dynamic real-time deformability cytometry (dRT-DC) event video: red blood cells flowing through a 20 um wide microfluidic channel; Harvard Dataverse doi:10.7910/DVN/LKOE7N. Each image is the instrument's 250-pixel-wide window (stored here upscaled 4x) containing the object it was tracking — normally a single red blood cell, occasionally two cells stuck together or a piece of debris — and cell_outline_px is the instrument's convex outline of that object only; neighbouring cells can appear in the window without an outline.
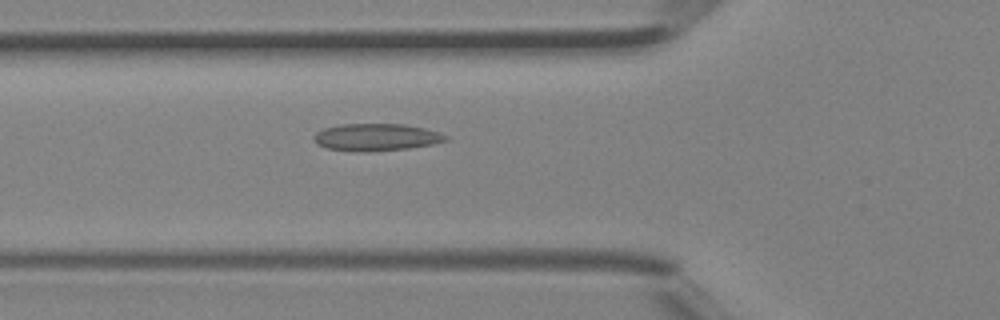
{"species": "Egyptian fruit bat (a non-hibernating species)", "species_latin": "Rousettus aegyptiacus", "temperature_condition": "room temperature", "stored_images_in_passage": 25, "camera_frame_rate_fps": 3000, "um_per_image_px": 0.085, "animal": {"sex": "female"}, "frame": {"image": 1, "passage_image": 2, "time_ms": 0.333, "image_size_px": [1000, 320], "cell_outline_px": [[448, 140], [432, 144], [408, 148], [368, 152], [328, 148], [316, 144], [312, 136], [316, 132], [324, 128], [340, 124], [404, 124], [424, 128], [448, 136]], "centroid_in_image_um": [31.95, 11.66], "position_along_channel_um": 93.8, "area_um2": 20.75}}
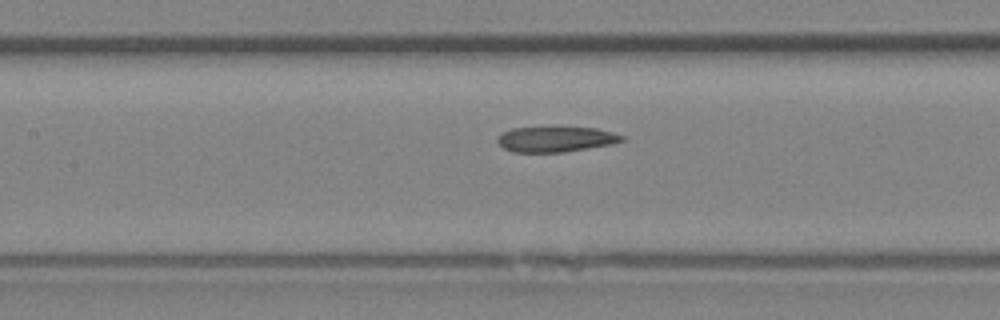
{"frame": {"image": 2, "passage_image": 6, "time_ms": 1.667, "image_size_px": [1000, 320], "cell_outline_px": [[624, 140], [612, 144], [564, 152], [512, 152], [504, 148], [496, 140], [504, 132], [512, 128], [596, 128], [612, 132], [624, 136]], "centroid_in_image_um": [47.25, 11.84], "position_along_channel_um": 160.1, "area_um2": 18.03}}
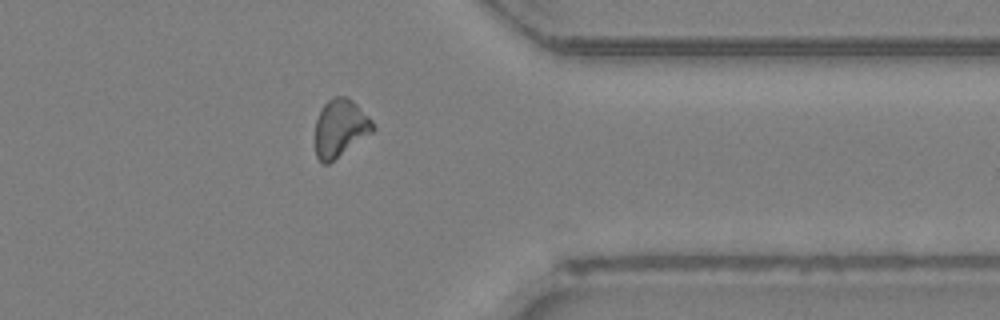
{"frame": {"image": 3, "passage_image": 20, "time_ms": 6.333, "image_size_px": [1000, 320], "cell_outline_px": [[376, 128], [372, 132], [328, 164], [324, 164], [316, 156], [316, 120], [320, 108], [332, 96], [348, 96], [372, 120]], "centroid_in_image_um": [28.91, 10.86], "position_along_channel_um": 382.5, "area_um2": 19.25}}